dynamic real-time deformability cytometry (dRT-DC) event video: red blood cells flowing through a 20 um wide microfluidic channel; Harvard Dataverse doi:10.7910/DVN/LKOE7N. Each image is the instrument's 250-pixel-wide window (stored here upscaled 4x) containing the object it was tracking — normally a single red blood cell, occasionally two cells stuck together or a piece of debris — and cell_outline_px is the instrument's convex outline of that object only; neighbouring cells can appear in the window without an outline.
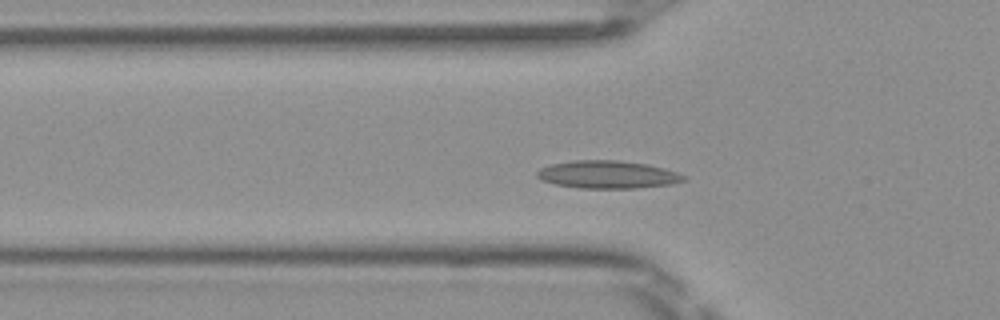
{"species": "Egyptian fruit bat (a non-hibernating species)", "species_latin": "Rousettus aegyptiacus", "temperature_condition": "room temperature", "stored_images_in_passage": 47, "camera_frame_rate_fps": 3000, "um_per_image_px": 0.085, "frame": {"image": 1, "passage_image": 12, "time_ms": 3.667, "image_size_px": [1000, 320], "cell_outline_px": [[688, 180], [672, 184], [636, 188], [580, 188], [556, 184], [540, 180], [536, 176], [536, 172], [540, 168], [552, 164], [576, 160], [620, 160], [648, 164], [664, 168], [688, 176]], "centroid_in_image_um": [51.69, 14.84], "position_along_channel_um": 74.1, "area_um2": 23.87}}
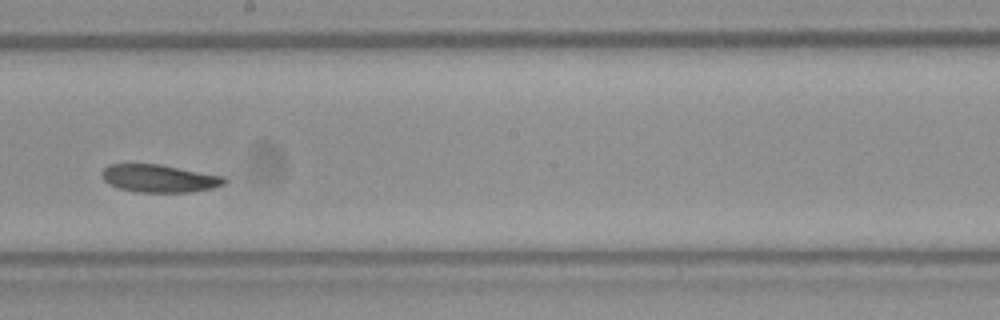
{"frame": {"image": 2, "passage_image": 24, "time_ms": 7.667, "image_size_px": [1000, 320], "cell_outline_px": [[228, 180], [224, 184], [212, 188], [192, 192], [140, 192], [116, 188], [108, 184], [100, 176], [100, 172], [108, 164], [160, 164], [224, 176]], "centroid_in_image_um": [13.5, 15.16], "position_along_channel_um": 234.7, "area_um2": 20.0}}
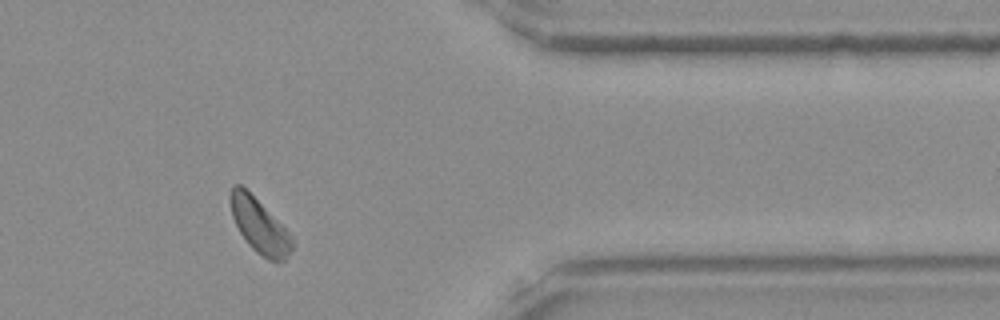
{"frame": {"image": 3, "passage_image": 37, "time_ms": 12.0, "image_size_px": [1000, 320], "cell_outline_px": [[292, 248], [284, 260], [276, 264], [268, 260], [256, 252], [248, 244], [240, 232], [232, 216], [228, 200], [228, 196], [232, 184], [240, 184], [292, 236]], "centroid_in_image_um": [22.0, 19.22], "position_along_channel_um": 389.4, "area_um2": 19.19}, "authors_computed_cell_mechanics": {"area_um2": 20.4034, "velocity_mm_per_s": 4.0098, "shape_relaxation_time_tau1_ms": 4.6248, "shape_relaxation_time_tau2_ms": null, "deformation_change_tau1": 0.0803, "deformation_change_tau2": null}}